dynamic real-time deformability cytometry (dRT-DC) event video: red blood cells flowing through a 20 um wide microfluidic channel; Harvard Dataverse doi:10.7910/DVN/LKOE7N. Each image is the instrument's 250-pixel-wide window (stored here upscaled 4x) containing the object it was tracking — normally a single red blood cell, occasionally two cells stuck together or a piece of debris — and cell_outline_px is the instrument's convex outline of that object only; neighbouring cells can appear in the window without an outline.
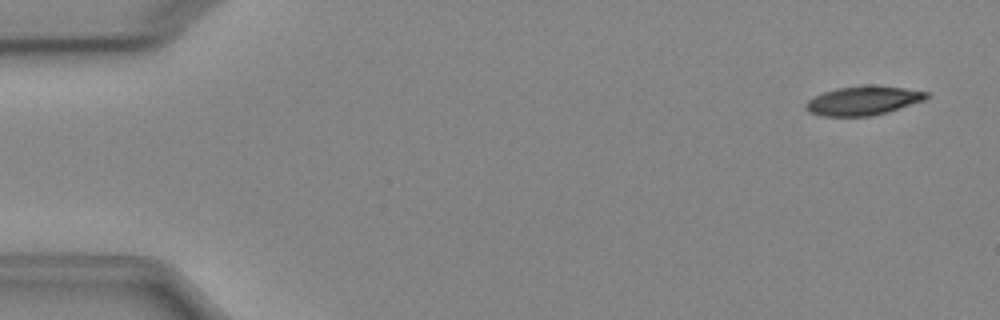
{"species": "Egyptian fruit bat (a non-hibernating species)", "species_latin": "Rousettus aegyptiacus", "temperature_condition": "cold", "stored_images_in_passage": 4, "camera_frame_rate_fps": 3000, "um_per_image_px": 0.085, "animal": {"sex": "female"}, "frame": {"image": 1, "passage_image": 1, "time_ms": 0.0, "image_size_px": [1000, 320], "cell_outline_px": [[928, 96], [924, 100], [888, 112], [872, 116], [820, 116], [808, 112], [804, 108], [804, 104], [812, 96], [836, 88], [872, 84], [904, 88], [928, 92]], "centroid_in_image_um": [73.32, 8.55], "position_along_channel_um": 11.7, "area_um2": 20.63}}
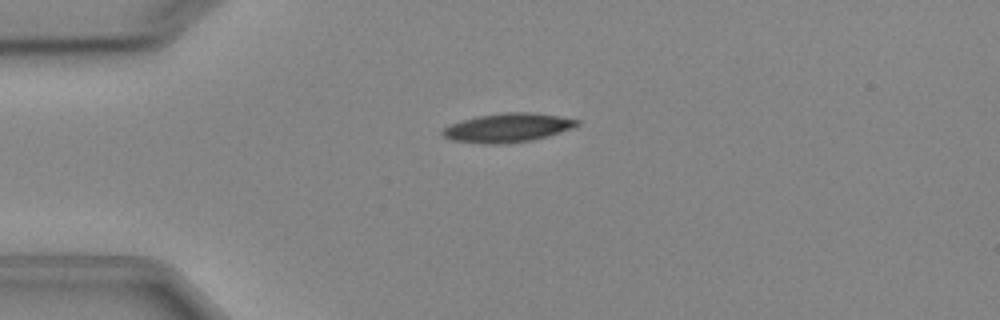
{"frame": {"image": 2, "passage_image": 3, "time_ms": 3.333, "image_size_px": [1000, 320], "cell_outline_px": [[580, 124], [576, 128], [548, 136], [532, 140], [504, 144], [484, 144], [452, 140], [444, 136], [440, 132], [444, 128], [452, 124], [476, 116], [504, 112], [532, 112], [580, 120]], "centroid_in_image_um": [43.2, 10.86], "position_along_channel_um": 41.8, "area_um2": 22.72}}